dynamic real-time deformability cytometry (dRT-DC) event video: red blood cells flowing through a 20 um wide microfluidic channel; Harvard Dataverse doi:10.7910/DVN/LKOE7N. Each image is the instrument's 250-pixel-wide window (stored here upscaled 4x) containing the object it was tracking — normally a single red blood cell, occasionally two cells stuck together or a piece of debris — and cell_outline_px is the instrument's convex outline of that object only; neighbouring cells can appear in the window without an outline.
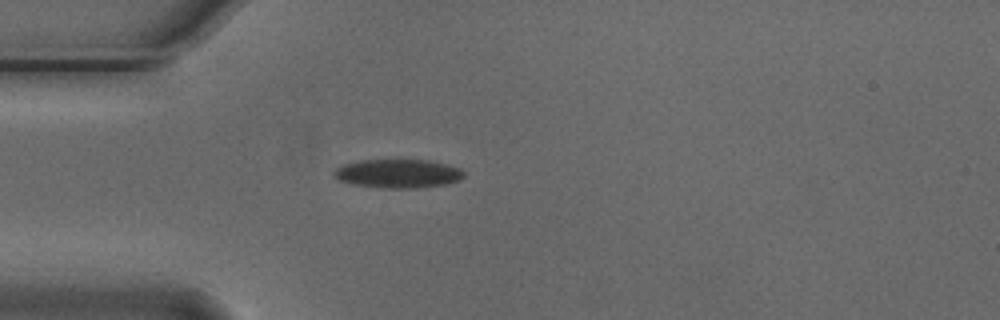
{"species": "Egyptian fruit bat (a non-hibernating species)", "species_latin": "Rousettus aegyptiacus", "temperature_condition": "cold", "stored_images_in_passage": 4, "camera_frame_rate_fps": 3000, "um_per_image_px": 0.085, "animal": {"sex": "male"}, "frame": {"image": 1, "passage_image": 4, "time_ms": 1.0, "image_size_px": [1000, 320], "cell_outline_px": [[464, 176], [460, 180], [444, 184], [416, 188], [380, 188], [352, 184], [340, 180], [332, 176], [332, 172], [336, 168], [344, 164], [360, 160], [396, 156], [400, 156], [428, 160], [460, 168], [464, 172]], "centroid_in_image_um": [33.79, 14.7], "position_along_channel_um": 51.2, "area_um2": 22.77}}